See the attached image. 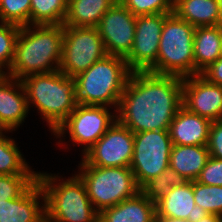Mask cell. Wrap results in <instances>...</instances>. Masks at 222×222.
Returning a JSON list of instances; mask_svg holds the SVG:
<instances>
[{"mask_svg": "<svg viewBox=\"0 0 222 222\" xmlns=\"http://www.w3.org/2000/svg\"><path fill=\"white\" fill-rule=\"evenodd\" d=\"M31 0H0V22L30 25Z\"/></svg>", "mask_w": 222, "mask_h": 222, "instance_id": "83f0119b", "label": "cell"}, {"mask_svg": "<svg viewBox=\"0 0 222 222\" xmlns=\"http://www.w3.org/2000/svg\"><path fill=\"white\" fill-rule=\"evenodd\" d=\"M155 222H188L180 218L155 217Z\"/></svg>", "mask_w": 222, "mask_h": 222, "instance_id": "8d00e7d4", "label": "cell"}, {"mask_svg": "<svg viewBox=\"0 0 222 222\" xmlns=\"http://www.w3.org/2000/svg\"><path fill=\"white\" fill-rule=\"evenodd\" d=\"M29 112L28 100L21 80L10 77L0 84V130L16 131Z\"/></svg>", "mask_w": 222, "mask_h": 222, "instance_id": "2e32d148", "label": "cell"}, {"mask_svg": "<svg viewBox=\"0 0 222 222\" xmlns=\"http://www.w3.org/2000/svg\"><path fill=\"white\" fill-rule=\"evenodd\" d=\"M207 147L211 157L222 159V119L211 123Z\"/></svg>", "mask_w": 222, "mask_h": 222, "instance_id": "d6a6232c", "label": "cell"}, {"mask_svg": "<svg viewBox=\"0 0 222 222\" xmlns=\"http://www.w3.org/2000/svg\"><path fill=\"white\" fill-rule=\"evenodd\" d=\"M68 0H31L30 25H63Z\"/></svg>", "mask_w": 222, "mask_h": 222, "instance_id": "d4e9b609", "label": "cell"}, {"mask_svg": "<svg viewBox=\"0 0 222 222\" xmlns=\"http://www.w3.org/2000/svg\"><path fill=\"white\" fill-rule=\"evenodd\" d=\"M133 15L170 14L174 0H118Z\"/></svg>", "mask_w": 222, "mask_h": 222, "instance_id": "f546056e", "label": "cell"}, {"mask_svg": "<svg viewBox=\"0 0 222 222\" xmlns=\"http://www.w3.org/2000/svg\"><path fill=\"white\" fill-rule=\"evenodd\" d=\"M134 133L117 119L81 157L79 166L130 167Z\"/></svg>", "mask_w": 222, "mask_h": 222, "instance_id": "8fae6325", "label": "cell"}, {"mask_svg": "<svg viewBox=\"0 0 222 222\" xmlns=\"http://www.w3.org/2000/svg\"><path fill=\"white\" fill-rule=\"evenodd\" d=\"M195 27L180 19L174 12L164 21L154 74L181 78L194 76Z\"/></svg>", "mask_w": 222, "mask_h": 222, "instance_id": "8992f818", "label": "cell"}, {"mask_svg": "<svg viewBox=\"0 0 222 222\" xmlns=\"http://www.w3.org/2000/svg\"><path fill=\"white\" fill-rule=\"evenodd\" d=\"M64 25L20 27L13 63L9 69L15 79L59 70L62 59Z\"/></svg>", "mask_w": 222, "mask_h": 222, "instance_id": "7a4b0ae2", "label": "cell"}, {"mask_svg": "<svg viewBox=\"0 0 222 222\" xmlns=\"http://www.w3.org/2000/svg\"><path fill=\"white\" fill-rule=\"evenodd\" d=\"M110 107L96 105H80L55 129L52 133L58 144L69 133L74 144L81 145L82 154L89 150L108 130L117 119L116 111H109ZM115 113V114H114ZM65 135V136H64ZM62 137V138H61ZM62 142V143H60Z\"/></svg>", "mask_w": 222, "mask_h": 222, "instance_id": "9c48e42d", "label": "cell"}, {"mask_svg": "<svg viewBox=\"0 0 222 222\" xmlns=\"http://www.w3.org/2000/svg\"><path fill=\"white\" fill-rule=\"evenodd\" d=\"M38 175H0V204L20 197L36 180Z\"/></svg>", "mask_w": 222, "mask_h": 222, "instance_id": "f1b7e54d", "label": "cell"}, {"mask_svg": "<svg viewBox=\"0 0 222 222\" xmlns=\"http://www.w3.org/2000/svg\"><path fill=\"white\" fill-rule=\"evenodd\" d=\"M118 0H68L64 26L97 27L101 17Z\"/></svg>", "mask_w": 222, "mask_h": 222, "instance_id": "603a6c76", "label": "cell"}, {"mask_svg": "<svg viewBox=\"0 0 222 222\" xmlns=\"http://www.w3.org/2000/svg\"><path fill=\"white\" fill-rule=\"evenodd\" d=\"M196 181L205 185L222 186V159L210 156Z\"/></svg>", "mask_w": 222, "mask_h": 222, "instance_id": "1f68e13d", "label": "cell"}, {"mask_svg": "<svg viewBox=\"0 0 222 222\" xmlns=\"http://www.w3.org/2000/svg\"><path fill=\"white\" fill-rule=\"evenodd\" d=\"M0 130V175H38L31 169L16 141Z\"/></svg>", "mask_w": 222, "mask_h": 222, "instance_id": "cb8c5ba5", "label": "cell"}, {"mask_svg": "<svg viewBox=\"0 0 222 222\" xmlns=\"http://www.w3.org/2000/svg\"><path fill=\"white\" fill-rule=\"evenodd\" d=\"M173 12L195 28L222 25L218 0H174Z\"/></svg>", "mask_w": 222, "mask_h": 222, "instance_id": "7402d4cb", "label": "cell"}, {"mask_svg": "<svg viewBox=\"0 0 222 222\" xmlns=\"http://www.w3.org/2000/svg\"><path fill=\"white\" fill-rule=\"evenodd\" d=\"M38 172L37 181L45 194L46 221L48 222H99V212L87 195L81 178Z\"/></svg>", "mask_w": 222, "mask_h": 222, "instance_id": "277c9868", "label": "cell"}, {"mask_svg": "<svg viewBox=\"0 0 222 222\" xmlns=\"http://www.w3.org/2000/svg\"><path fill=\"white\" fill-rule=\"evenodd\" d=\"M131 73L124 57L106 55L74 77L78 104L114 107L116 111Z\"/></svg>", "mask_w": 222, "mask_h": 222, "instance_id": "5b68a950", "label": "cell"}, {"mask_svg": "<svg viewBox=\"0 0 222 222\" xmlns=\"http://www.w3.org/2000/svg\"><path fill=\"white\" fill-rule=\"evenodd\" d=\"M5 70V71H4ZM10 76V72L9 69L0 63V84H2L3 82H5L7 79H9Z\"/></svg>", "mask_w": 222, "mask_h": 222, "instance_id": "d590c367", "label": "cell"}, {"mask_svg": "<svg viewBox=\"0 0 222 222\" xmlns=\"http://www.w3.org/2000/svg\"><path fill=\"white\" fill-rule=\"evenodd\" d=\"M20 26L0 22V63L10 69Z\"/></svg>", "mask_w": 222, "mask_h": 222, "instance_id": "4dcf8cb0", "label": "cell"}, {"mask_svg": "<svg viewBox=\"0 0 222 222\" xmlns=\"http://www.w3.org/2000/svg\"><path fill=\"white\" fill-rule=\"evenodd\" d=\"M200 213L193 195V181H185L156 202V216L180 218L193 222Z\"/></svg>", "mask_w": 222, "mask_h": 222, "instance_id": "ac0fdd59", "label": "cell"}, {"mask_svg": "<svg viewBox=\"0 0 222 222\" xmlns=\"http://www.w3.org/2000/svg\"><path fill=\"white\" fill-rule=\"evenodd\" d=\"M21 82L26 92L29 110L33 106L37 108L51 133L78 105L75 78L68 77L59 70L29 75Z\"/></svg>", "mask_w": 222, "mask_h": 222, "instance_id": "3957f363", "label": "cell"}, {"mask_svg": "<svg viewBox=\"0 0 222 222\" xmlns=\"http://www.w3.org/2000/svg\"><path fill=\"white\" fill-rule=\"evenodd\" d=\"M201 75L209 82L222 86V56L206 68Z\"/></svg>", "mask_w": 222, "mask_h": 222, "instance_id": "836d02e7", "label": "cell"}, {"mask_svg": "<svg viewBox=\"0 0 222 222\" xmlns=\"http://www.w3.org/2000/svg\"><path fill=\"white\" fill-rule=\"evenodd\" d=\"M156 203L141 191L134 197L103 209L99 222H155Z\"/></svg>", "mask_w": 222, "mask_h": 222, "instance_id": "d6986e66", "label": "cell"}, {"mask_svg": "<svg viewBox=\"0 0 222 222\" xmlns=\"http://www.w3.org/2000/svg\"><path fill=\"white\" fill-rule=\"evenodd\" d=\"M222 25L196 27L194 32V75L201 74L221 57Z\"/></svg>", "mask_w": 222, "mask_h": 222, "instance_id": "ffe728a7", "label": "cell"}, {"mask_svg": "<svg viewBox=\"0 0 222 222\" xmlns=\"http://www.w3.org/2000/svg\"><path fill=\"white\" fill-rule=\"evenodd\" d=\"M183 78L131 73L116 110L117 120L134 134L143 131L169 130L182 104Z\"/></svg>", "mask_w": 222, "mask_h": 222, "instance_id": "6da1fadb", "label": "cell"}, {"mask_svg": "<svg viewBox=\"0 0 222 222\" xmlns=\"http://www.w3.org/2000/svg\"><path fill=\"white\" fill-rule=\"evenodd\" d=\"M106 55L97 27L64 26L59 71L74 78Z\"/></svg>", "mask_w": 222, "mask_h": 222, "instance_id": "ba28073f", "label": "cell"}, {"mask_svg": "<svg viewBox=\"0 0 222 222\" xmlns=\"http://www.w3.org/2000/svg\"><path fill=\"white\" fill-rule=\"evenodd\" d=\"M211 123L182 106L168 130L173 145H207Z\"/></svg>", "mask_w": 222, "mask_h": 222, "instance_id": "e0dca14e", "label": "cell"}, {"mask_svg": "<svg viewBox=\"0 0 222 222\" xmlns=\"http://www.w3.org/2000/svg\"><path fill=\"white\" fill-rule=\"evenodd\" d=\"M97 29L107 55L125 58L133 47L136 16L117 1L101 17Z\"/></svg>", "mask_w": 222, "mask_h": 222, "instance_id": "4fadbf2b", "label": "cell"}, {"mask_svg": "<svg viewBox=\"0 0 222 222\" xmlns=\"http://www.w3.org/2000/svg\"><path fill=\"white\" fill-rule=\"evenodd\" d=\"M185 182L175 170L167 167L159 176L146 182L140 191L152 202H157L164 195L168 194L174 186Z\"/></svg>", "mask_w": 222, "mask_h": 222, "instance_id": "4316f807", "label": "cell"}, {"mask_svg": "<svg viewBox=\"0 0 222 222\" xmlns=\"http://www.w3.org/2000/svg\"><path fill=\"white\" fill-rule=\"evenodd\" d=\"M77 173L92 205L99 213L140 192L130 167L78 166Z\"/></svg>", "mask_w": 222, "mask_h": 222, "instance_id": "52a82bcc", "label": "cell"}, {"mask_svg": "<svg viewBox=\"0 0 222 222\" xmlns=\"http://www.w3.org/2000/svg\"><path fill=\"white\" fill-rule=\"evenodd\" d=\"M45 220V194L37 180L20 197L5 200L0 204V222H45Z\"/></svg>", "mask_w": 222, "mask_h": 222, "instance_id": "9a60e30c", "label": "cell"}, {"mask_svg": "<svg viewBox=\"0 0 222 222\" xmlns=\"http://www.w3.org/2000/svg\"><path fill=\"white\" fill-rule=\"evenodd\" d=\"M172 146L168 130L143 131L134 134L130 168L140 188L169 167Z\"/></svg>", "mask_w": 222, "mask_h": 222, "instance_id": "30bf717a", "label": "cell"}, {"mask_svg": "<svg viewBox=\"0 0 222 222\" xmlns=\"http://www.w3.org/2000/svg\"><path fill=\"white\" fill-rule=\"evenodd\" d=\"M222 216L216 214L199 213L193 222H220Z\"/></svg>", "mask_w": 222, "mask_h": 222, "instance_id": "e575fe53", "label": "cell"}, {"mask_svg": "<svg viewBox=\"0 0 222 222\" xmlns=\"http://www.w3.org/2000/svg\"><path fill=\"white\" fill-rule=\"evenodd\" d=\"M182 104L188 111L211 122L222 119V86L201 74L183 78Z\"/></svg>", "mask_w": 222, "mask_h": 222, "instance_id": "5bb4252c", "label": "cell"}, {"mask_svg": "<svg viewBox=\"0 0 222 222\" xmlns=\"http://www.w3.org/2000/svg\"><path fill=\"white\" fill-rule=\"evenodd\" d=\"M193 195L200 213L222 216V186L205 185L193 181Z\"/></svg>", "mask_w": 222, "mask_h": 222, "instance_id": "484cf974", "label": "cell"}, {"mask_svg": "<svg viewBox=\"0 0 222 222\" xmlns=\"http://www.w3.org/2000/svg\"><path fill=\"white\" fill-rule=\"evenodd\" d=\"M209 157L207 145H173L169 166L185 181H196Z\"/></svg>", "mask_w": 222, "mask_h": 222, "instance_id": "44dd1931", "label": "cell"}, {"mask_svg": "<svg viewBox=\"0 0 222 222\" xmlns=\"http://www.w3.org/2000/svg\"><path fill=\"white\" fill-rule=\"evenodd\" d=\"M169 14L136 16V29L132 50L125 57L128 68L151 71L157 63L159 43L165 18Z\"/></svg>", "mask_w": 222, "mask_h": 222, "instance_id": "7c38bea8", "label": "cell"}, {"mask_svg": "<svg viewBox=\"0 0 222 222\" xmlns=\"http://www.w3.org/2000/svg\"><path fill=\"white\" fill-rule=\"evenodd\" d=\"M218 3H219L220 13L222 17V0H218Z\"/></svg>", "mask_w": 222, "mask_h": 222, "instance_id": "74e56055", "label": "cell"}]
</instances>
